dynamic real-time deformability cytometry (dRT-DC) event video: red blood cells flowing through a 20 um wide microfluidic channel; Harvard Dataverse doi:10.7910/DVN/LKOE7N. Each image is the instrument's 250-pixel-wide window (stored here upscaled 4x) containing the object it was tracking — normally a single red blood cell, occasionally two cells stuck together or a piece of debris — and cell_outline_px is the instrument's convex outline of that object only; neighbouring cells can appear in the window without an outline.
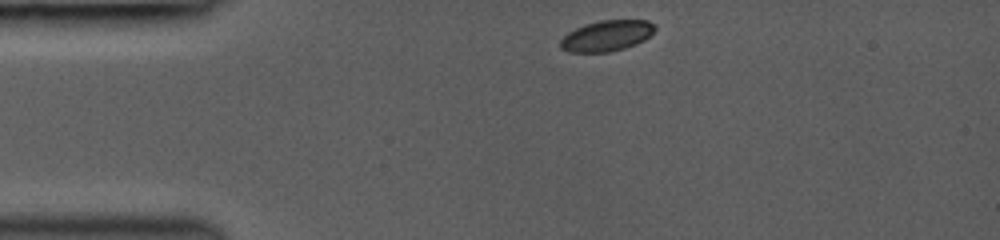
{"species": "common noctule bat (a hibernating species)", "species_latin": "Nyctalus noctula", "temperature_condition": "room temperature", "stored_images_in_passage": 19, "camera_frame_rate_fps": 3000, "um_per_image_px": 0.085, "animal": {"sex": "female", "body_mass_g": 19.0, "forearm_length_mm": 53.3}, "frame": {"image": 1, "passage_image": 1, "time_ms": 0.0, "image_size_px": [1000, 240], "cell_outline_px": [[656, 28], [644, 40], [636, 44], [624, 48], [608, 52], [568, 52], [560, 48], [560, 40], [568, 32], [584, 24], [600, 20], [648, 20]], "centroid_in_image_um": [51.54, 3.04], "position_along_channel_um": 33.5, "area_um2": 16.88}}
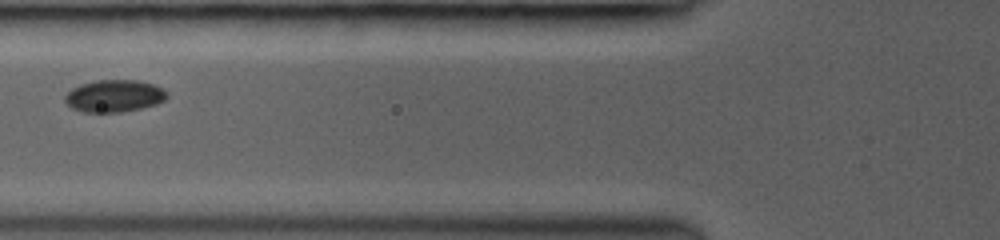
{"frame": {"image": 2, "passage_image": 8, "time_ms": 3.0, "image_size_px": [1000, 240], "cell_outline_px": [[168, 96], [164, 100], [156, 104], [140, 108], [120, 112], [84, 112], [72, 108], [64, 100], [64, 96], [72, 88], [80, 84], [96, 80], [140, 80], [152, 84], [160, 88]], "centroid_in_image_um": [9.67, 8.15], "position_along_channel_um": 116.1, "area_um2": 18.96}}
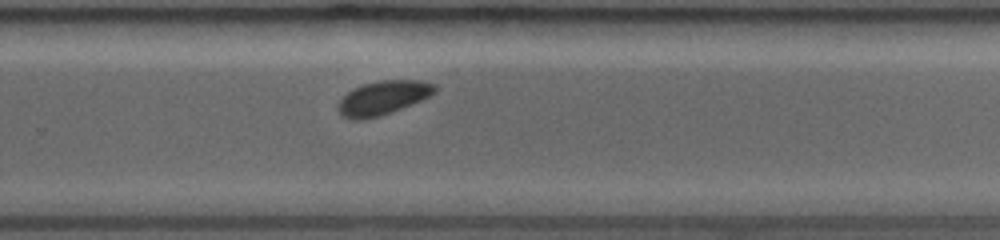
{"frame": {"image": 3, "passage_image": 19, "time_ms": 7.333, "image_size_px": [1000, 240], "cell_outline_px": [[436, 92], [412, 104], [392, 112], [380, 116], [364, 120], [352, 120], [340, 116], [336, 108], [336, 104], [348, 92], [364, 84], [380, 80], [424, 80], [436, 84]], "centroid_in_image_um": [32.53, 8.33], "position_along_channel_um": 297.3, "area_um2": 19.31}}